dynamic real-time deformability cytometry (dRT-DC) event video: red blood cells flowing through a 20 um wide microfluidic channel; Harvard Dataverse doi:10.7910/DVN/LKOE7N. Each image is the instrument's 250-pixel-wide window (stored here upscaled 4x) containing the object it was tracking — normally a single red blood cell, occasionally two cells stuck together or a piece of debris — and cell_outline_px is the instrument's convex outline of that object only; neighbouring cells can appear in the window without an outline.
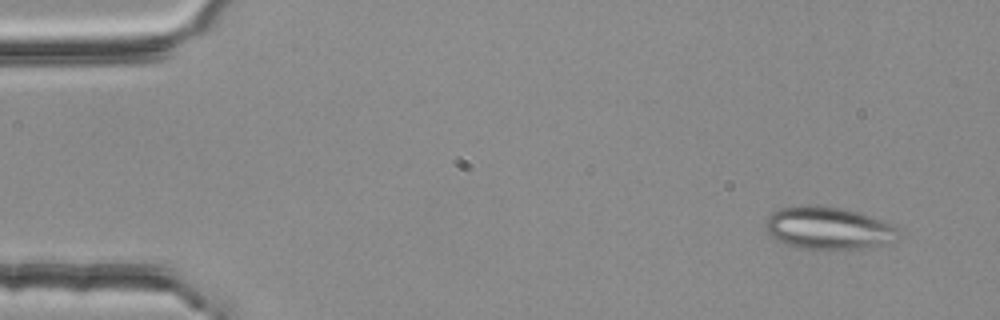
{"species": "common noctule bat (a hibernating species)", "species_latin": "Nyctalus noctula", "temperature_condition": "room temperature", "stored_images_in_passage": 3, "camera_frame_rate_fps": 3000, "um_per_image_px": 0.085, "animal": {"sex": "female", "body_mass_g": 25.1}, "frame": {"image": 1, "passage_image": 1, "time_ms": 0.0, "image_size_px": [1000, 320], "cell_outline_px": [[900, 232], [892, 240], [880, 244], [856, 248], [804, 248], [788, 244], [772, 236], [764, 228], [764, 220], [772, 212], [780, 208], [800, 204], [816, 204], [840, 208], [860, 212], [900, 228]], "centroid_in_image_um": [70.34, 19.33], "position_along_channel_um": 14.7, "area_um2": 32.43}}